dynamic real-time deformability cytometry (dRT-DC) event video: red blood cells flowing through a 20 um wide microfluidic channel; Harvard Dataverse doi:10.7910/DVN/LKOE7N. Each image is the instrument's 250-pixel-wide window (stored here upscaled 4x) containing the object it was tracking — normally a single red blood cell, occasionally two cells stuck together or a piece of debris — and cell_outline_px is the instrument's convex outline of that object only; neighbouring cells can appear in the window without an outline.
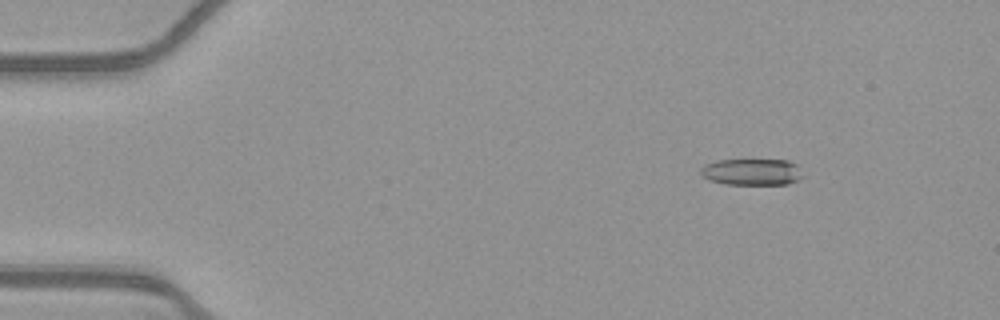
{"species": "common noctule bat (a hibernating species)", "species_latin": "Nyctalus noctula", "temperature_condition": "warm", "stored_images_in_passage": 50, "camera_frame_rate_fps": 3000, "um_per_image_px": 0.085, "animal": {"sex": "female", "body_mass_g": 21.9}, "frame": {"image": 1, "passage_image": 4, "time_ms": 1.0, "image_size_px": [1000, 320], "cell_outline_px": [[804, 176], [788, 184], [724, 184], [708, 180], [700, 172], [700, 168], [704, 164], [716, 160], [788, 160], [796, 164]], "centroid_in_image_um": [63.88, 14.61], "position_along_channel_um": 21.1, "area_um2": 15.84}}
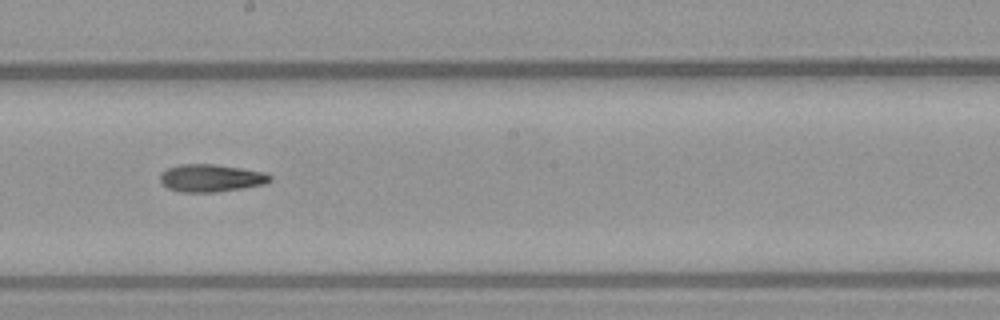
{"frame": {"image": 2, "passage_image": 27, "time_ms": 8.667, "image_size_px": [1000, 320], "cell_outline_px": [[272, 180], [264, 184], [244, 188], [216, 192], [180, 192], [168, 188], [160, 180], [160, 172], [168, 168], [180, 164], [216, 164], [264, 172], [272, 176]], "centroid_in_image_um": [17.93, 15.13], "position_along_channel_um": 230.3, "area_um2": 17.69}}
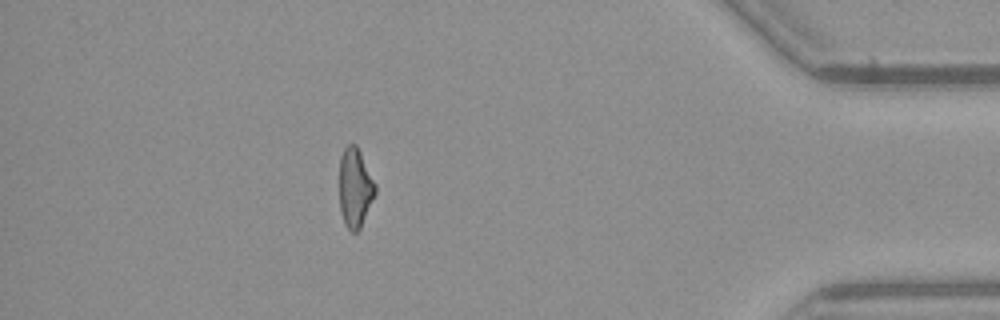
{"frame": {"image": 3, "passage_image": 44, "time_ms": 14.333, "image_size_px": [1000, 320], "cell_outline_px": [[376, 192], [360, 228], [356, 232], [352, 232], [344, 224], [340, 212], [340, 156], [344, 148], [348, 144], [356, 144], [376, 184]], "centroid_in_image_um": [30.17, 15.96], "position_along_channel_um": 405.0, "area_um2": 16.47}}